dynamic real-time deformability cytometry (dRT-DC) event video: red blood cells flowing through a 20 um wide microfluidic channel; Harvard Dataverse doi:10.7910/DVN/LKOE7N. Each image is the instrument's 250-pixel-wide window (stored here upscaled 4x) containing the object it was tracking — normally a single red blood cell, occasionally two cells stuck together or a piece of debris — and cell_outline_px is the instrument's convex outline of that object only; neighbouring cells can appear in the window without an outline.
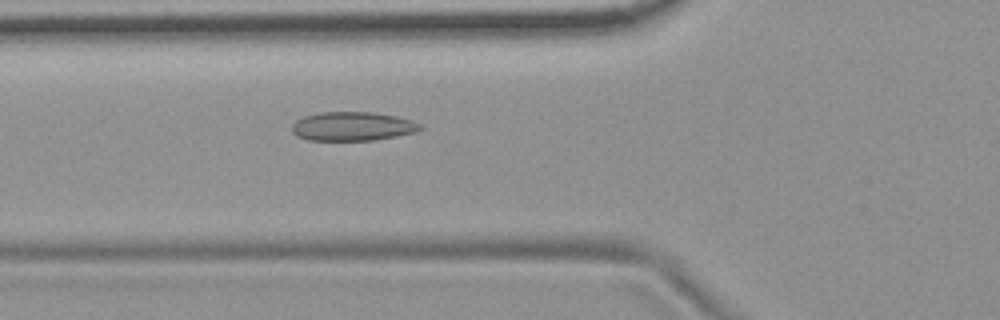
{"species": "common noctule bat (a hibernating species)", "species_latin": "Nyctalus noctula", "temperature_condition": "room temperature", "stored_images_in_passage": 45, "camera_frame_rate_fps": 3000, "um_per_image_px": 0.085, "animal": {"sex": "female", "body_mass_g": 19.9}, "frame": {"image": 1, "passage_image": 10, "time_ms": 3.0, "image_size_px": [1000, 320], "cell_outline_px": [[424, 128], [416, 132], [396, 136], [372, 140], [308, 140], [296, 136], [292, 132], [292, 124], [296, 120], [304, 116], [320, 112], [376, 112], [396, 116], [412, 120], [420, 124]], "centroid_in_image_um": [29.96, 10.73], "position_along_channel_um": 95.8, "area_um2": 21.73}}
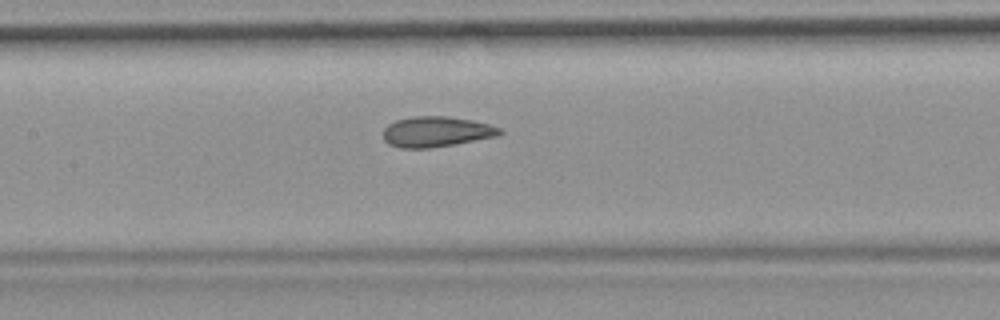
{"frame": {"image": 2, "passage_image": 16, "time_ms": 5.0, "image_size_px": [1000, 320], "cell_outline_px": [[504, 132], [500, 136], [428, 148], [400, 148], [388, 144], [384, 140], [384, 128], [388, 124], [396, 120], [416, 116], [444, 116], [472, 120], [488, 124], [500, 128]], "centroid_in_image_um": [37.09, 11.2], "position_along_channel_um": 170.3, "area_um2": 20.58}}
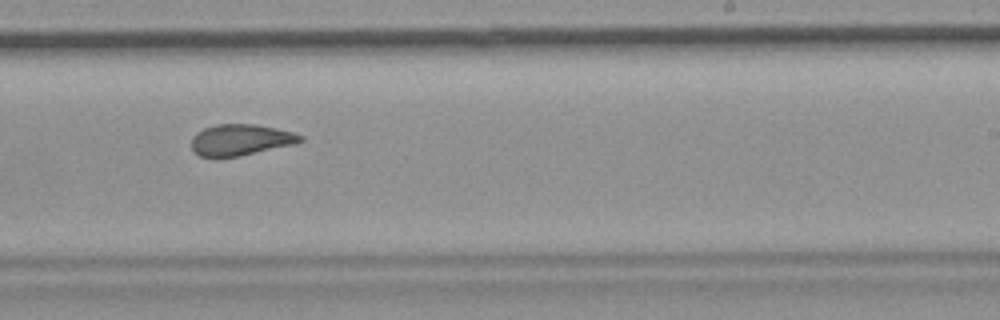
{"frame": {"image": 3, "passage_image": 24, "time_ms": 7.667, "image_size_px": [1000, 320], "cell_outline_px": [[304, 140], [292, 144], [240, 156], [216, 160], [212, 160], [200, 156], [192, 148], [192, 136], [196, 132], [204, 128], [216, 124], [256, 124], [276, 128], [292, 132], [304, 136]], "centroid_in_image_um": [20.39, 11.91], "position_along_channel_um": 268.6, "area_um2": 20.17}, "authors_computed_cell_mechanics": {"area_um2": 20.8658, "velocity_mm_per_s": 3.7121, "shape_relaxation_time_tau1_ms": 8.9939, "shape_relaxation_time_tau2_ms": 1.673, "deformation_change_tau1": 0.1786, "deformation_change_tau2": 0.0695}}